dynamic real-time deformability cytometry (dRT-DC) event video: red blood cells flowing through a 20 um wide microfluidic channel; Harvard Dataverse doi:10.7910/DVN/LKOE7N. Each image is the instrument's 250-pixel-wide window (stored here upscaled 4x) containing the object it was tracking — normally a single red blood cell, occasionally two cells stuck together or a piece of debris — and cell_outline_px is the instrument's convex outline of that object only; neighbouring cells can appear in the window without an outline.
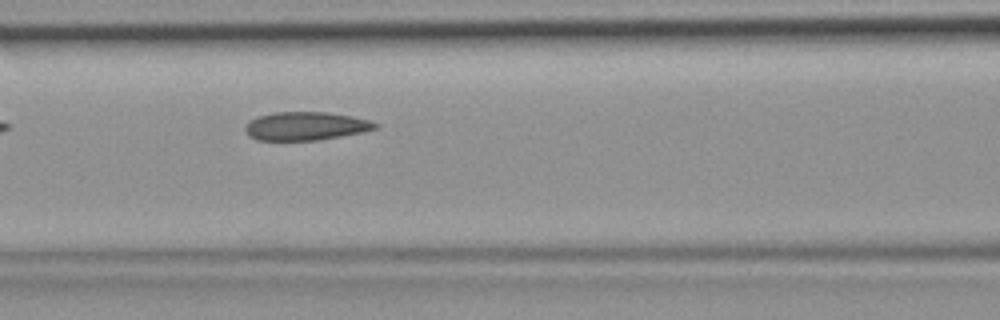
{"species": "common noctule bat (a hibernating species)", "species_latin": "Nyctalus noctula", "temperature_condition": "room temperature", "stored_images_in_passage": 5, "camera_frame_rate_fps": 3000, "um_per_image_px": 0.085, "animal": {"sex": "female", "body_mass_g": 19.9}, "frame": {"image": 1, "passage_image": 5, "time_ms": 1.333, "image_size_px": [1000, 320], "cell_outline_px": [[380, 124], [376, 128], [364, 132], [316, 140], [256, 140], [248, 136], [244, 128], [256, 116], [276, 112], [328, 112], [352, 116], [372, 120]], "centroid_in_image_um": [26.01, 10.71], "position_along_channel_um": 140.6, "area_um2": 21.56}}